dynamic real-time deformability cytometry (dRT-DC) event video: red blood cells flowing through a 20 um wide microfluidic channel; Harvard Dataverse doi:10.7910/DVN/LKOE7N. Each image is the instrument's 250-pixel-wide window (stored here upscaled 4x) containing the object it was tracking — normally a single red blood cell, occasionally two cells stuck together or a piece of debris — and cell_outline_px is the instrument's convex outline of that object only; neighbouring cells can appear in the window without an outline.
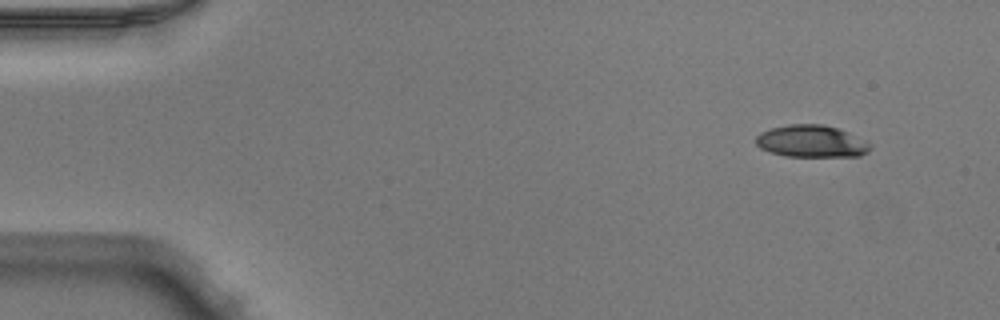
{"species": "Egyptian fruit bat (a non-hibernating species)", "species_latin": "Rousettus aegyptiacus", "temperature_condition": "warm", "stored_images_in_passage": 34, "camera_frame_rate_fps": 3000, "um_per_image_px": 0.085, "animal": {"sex": "male"}, "frame": {"image": 1, "passage_image": 1, "time_ms": 0.0, "image_size_px": [1000, 320], "cell_outline_px": [[872, 148], [868, 152], [860, 156], [784, 156], [768, 152], [760, 148], [756, 144], [756, 136], [760, 132], [772, 128], [788, 124], [824, 124], [848, 132], [868, 144]], "centroid_in_image_um": [68.92, 12.01], "position_along_channel_um": 16.1, "area_um2": 21.27}}
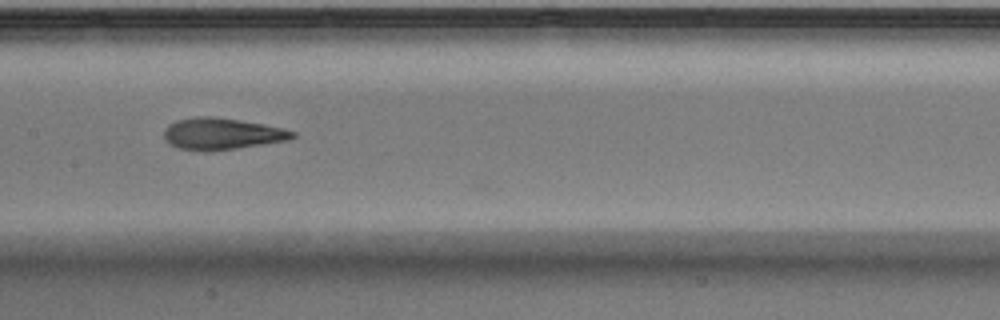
{"frame": {"image": 2, "passage_image": 22, "time_ms": 7.0, "image_size_px": [1000, 320], "cell_outline_px": [[296, 136], [288, 140], [236, 148], [204, 152], [180, 148], [172, 144], [164, 136], [164, 128], [176, 120], [196, 116], [212, 116], [240, 120], [264, 124], [284, 128], [296, 132]], "centroid_in_image_um": [18.88, 11.36], "position_along_channel_um": 188.5, "area_um2": 23.58}}
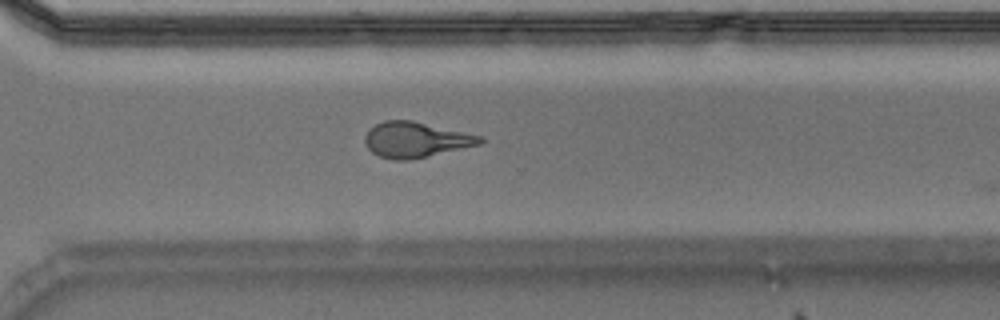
{"frame": {"image": 3, "passage_image": 33, "time_ms": 10.667, "image_size_px": [1000, 320], "cell_outline_px": [[484, 140], [480, 144], [412, 160], [392, 160], [380, 156], [372, 152], [364, 144], [364, 136], [368, 128], [384, 120], [412, 120], [484, 136]], "centroid_in_image_um": [35.32, 11.87], "position_along_channel_um": 335.3, "area_um2": 24.04}}